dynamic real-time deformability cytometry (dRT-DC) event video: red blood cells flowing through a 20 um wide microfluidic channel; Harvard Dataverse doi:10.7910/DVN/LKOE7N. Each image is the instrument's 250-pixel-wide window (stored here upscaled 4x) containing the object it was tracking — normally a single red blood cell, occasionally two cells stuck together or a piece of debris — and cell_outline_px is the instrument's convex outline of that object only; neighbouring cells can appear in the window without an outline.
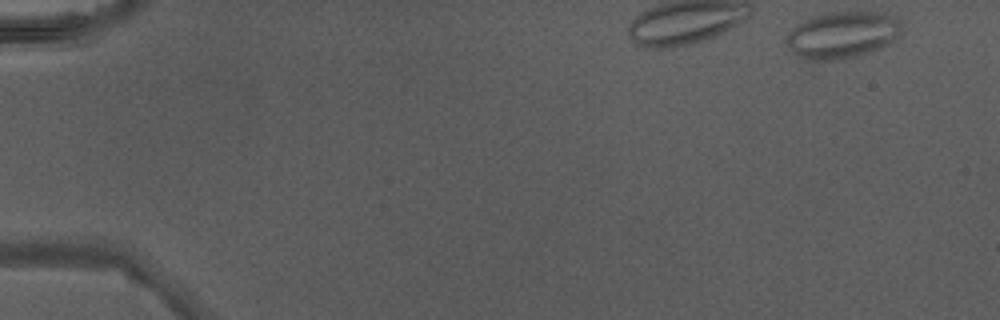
{"species": "Egyptian fruit bat (a non-hibernating species)", "species_latin": "Rousettus aegyptiacus", "temperature_condition": "warm", "stored_images_in_passage": 33, "camera_frame_rate_fps": 3000, "um_per_image_px": 0.085, "animal": {"sex": "male"}, "frame": {"image": 1, "passage_image": 1, "time_ms": 0.0, "image_size_px": [1000, 320], "cell_outline_px": [[904, 32], [896, 40], [880, 48], [856, 56], [836, 60], [808, 60], [796, 56], [788, 48], [784, 40], [788, 32], [792, 28], [812, 16], [832, 12], [876, 12], [896, 16], [900, 20]], "centroid_in_image_um": [71.62, 2.97], "position_along_channel_um": 13.4, "area_um2": 31.79}}
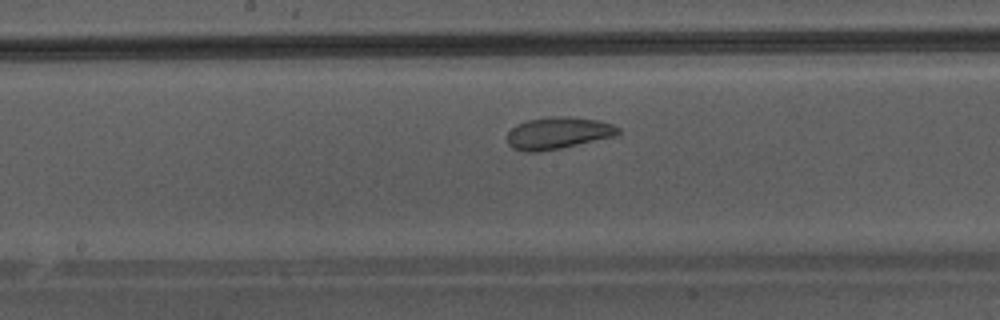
{"frame": {"image": 2, "passage_image": 19, "time_ms": 6.0, "image_size_px": [1000, 320], "cell_outline_px": [[620, 132], [616, 136], [560, 148], [540, 152], [524, 152], [512, 148], [508, 144], [508, 132], [516, 124], [528, 120], [548, 116], [572, 116], [600, 120], [612, 124], [620, 128]], "centroid_in_image_um": [47.44, 11.3], "position_along_channel_um": 200.8, "area_um2": 20.92}}
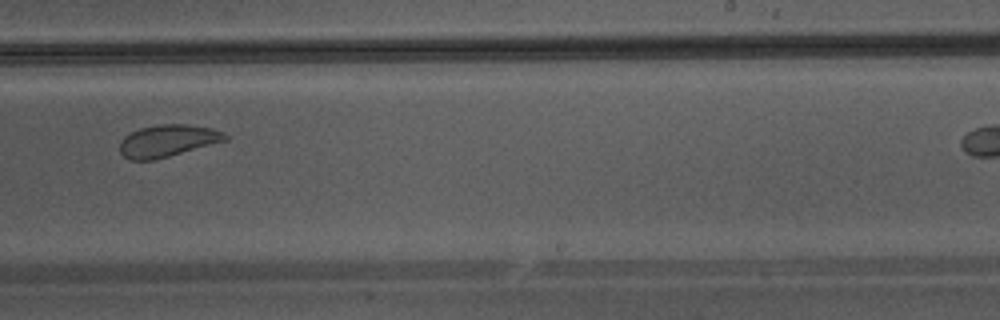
{"frame": {"image": 3, "passage_image": 24, "time_ms": 7.667, "image_size_px": [1000, 320], "cell_outline_px": [[228, 140], [168, 156], [152, 160], [132, 160], [124, 156], [120, 152], [120, 140], [124, 136], [140, 128], [160, 124], [188, 124], [212, 128], [224, 132], [228, 136]], "centroid_in_image_um": [14.26, 11.95], "position_along_channel_um": 274.7, "area_um2": 19.59}}